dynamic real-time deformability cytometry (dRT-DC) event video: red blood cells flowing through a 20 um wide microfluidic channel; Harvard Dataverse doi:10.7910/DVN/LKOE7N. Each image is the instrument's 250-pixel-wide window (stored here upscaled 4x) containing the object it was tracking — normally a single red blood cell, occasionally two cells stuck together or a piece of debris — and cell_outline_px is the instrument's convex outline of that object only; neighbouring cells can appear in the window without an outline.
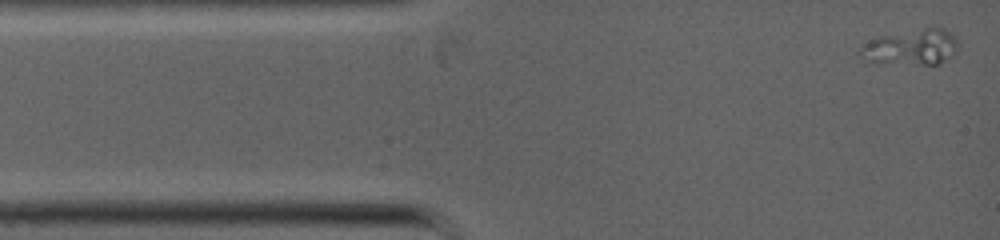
{"species": "common noctule bat (a hibernating species)", "species_latin": "Nyctalus noctula", "temperature_condition": "warm", "stored_images_in_passage": 39, "camera_frame_rate_fps": 5000, "um_per_image_px": 0.085, "animal": {"sex": "female", "body_mass_g": 19.0, "forearm_length_mm": 53.3}, "frame": {"image": 1, "passage_image": 1, "time_ms": 0.0, "image_size_px": [1000, 240], "cell_outline_px": [[956, 48], [952, 56], [940, 64], [924, 64], [864, 60], [856, 52], [864, 44], [880, 36], [924, 28], [944, 28], [956, 40]], "centroid_in_image_um": [77.45, 4.01], "position_along_channel_um": 7.5, "area_um2": 19.65}}
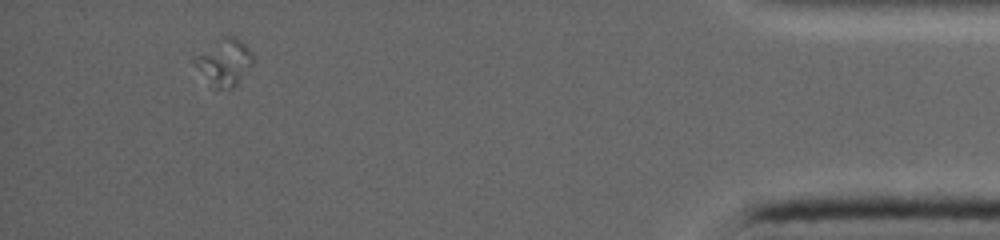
{"frame": {"image": 2, "passage_image": 34, "time_ms": 11.2, "image_size_px": [1000, 240], "cell_outline_px": [[252, 64], [240, 80], [232, 88], [216, 92], [192, 60], [192, 56], [224, 36], [236, 36], [252, 52]], "centroid_in_image_um": [19.04, 5.3], "position_along_channel_um": 416.2, "area_um2": 15.84}}